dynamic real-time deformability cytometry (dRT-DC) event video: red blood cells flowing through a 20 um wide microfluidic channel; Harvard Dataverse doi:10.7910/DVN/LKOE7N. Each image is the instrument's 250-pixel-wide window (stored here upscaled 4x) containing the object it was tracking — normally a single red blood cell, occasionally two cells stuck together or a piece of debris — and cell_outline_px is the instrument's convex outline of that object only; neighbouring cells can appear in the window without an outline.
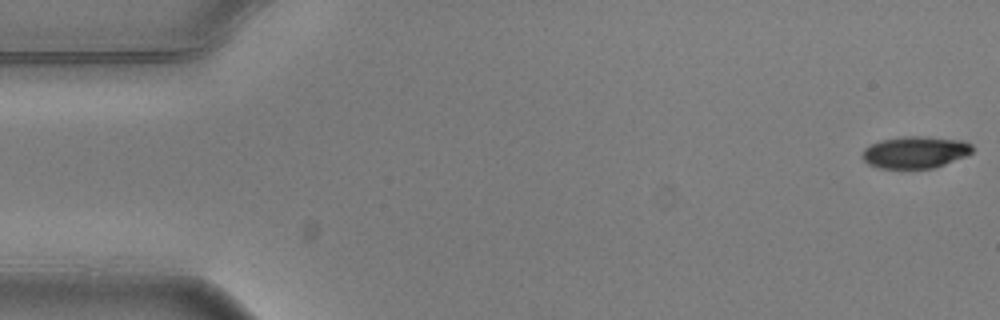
{"species": "common noctule bat (a hibernating species)", "species_latin": "Nyctalus noctula", "temperature_condition": "warm", "stored_images_in_passage": 5, "camera_frame_rate_fps": 3000, "um_per_image_px": 0.085, "animal": {"sex": "male", "body_mass_g": 20.5, "forearm_length_mm": 52.5}, "frame": {"image": 1, "passage_image": 1, "time_ms": 0.0, "image_size_px": [1000, 320], "cell_outline_px": [[972, 152], [968, 156], [932, 168], [880, 168], [868, 164], [860, 156], [864, 148], [880, 140], [904, 136], [924, 136], [960, 140], [972, 144]], "centroid_in_image_um": [77.78, 12.93], "position_along_channel_um": 7.2, "area_um2": 20.52}}
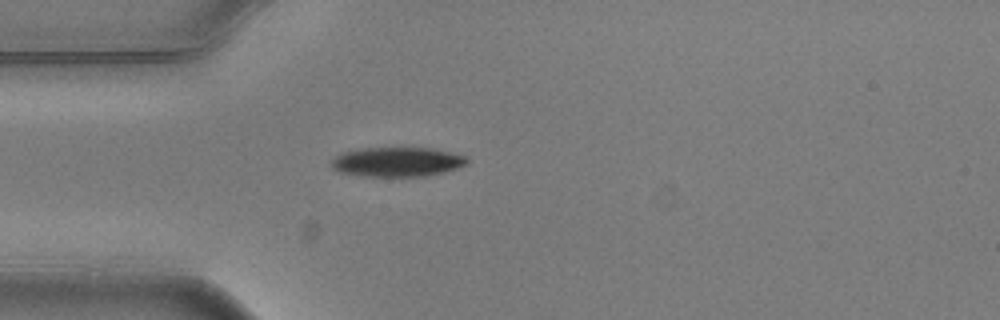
{"frame": {"image": 2, "passage_image": 5, "time_ms": 1.333, "image_size_px": [1000, 320], "cell_outline_px": [[468, 160], [464, 164], [456, 168], [444, 172], [428, 176], [364, 176], [340, 172], [332, 168], [332, 160], [340, 152], [364, 148], [432, 148], [452, 152], [464, 156]], "centroid_in_image_um": [33.74, 13.76], "position_along_channel_um": 51.3, "area_um2": 23.18}}